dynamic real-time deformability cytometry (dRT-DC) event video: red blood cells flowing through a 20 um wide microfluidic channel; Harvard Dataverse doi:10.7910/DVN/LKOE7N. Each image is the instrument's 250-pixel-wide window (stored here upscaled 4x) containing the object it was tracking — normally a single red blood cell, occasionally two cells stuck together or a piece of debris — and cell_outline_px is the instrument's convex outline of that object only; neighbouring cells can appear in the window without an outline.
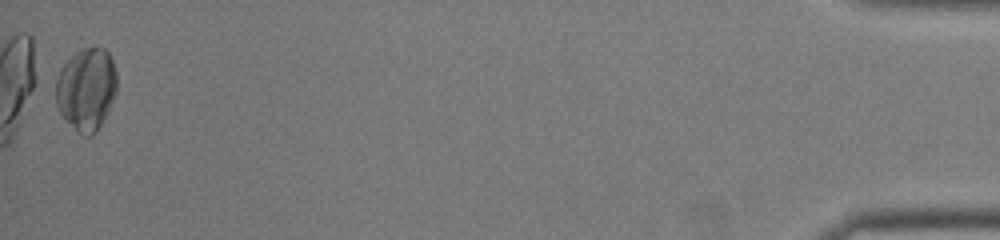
{"species": "common noctule bat (a hibernating species)", "species_latin": "Nyctalus noctula", "temperature_condition": "room temperature", "stored_images_in_passage": 32, "camera_frame_rate_fps": 3000, "um_per_image_px": 0.085, "animal": {"sex": "female", "body_mass_g": 22.0, "forearm_length_mm": 56.7}, "frame": {"image": 1, "passage_image": 32, "time_ms": 10.333, "image_size_px": [1000, 240], "cell_outline_px": [[116, 92], [96, 132], [92, 136], [84, 136], [64, 120], [60, 116], [56, 108], [52, 80], [60, 68], [76, 52], [84, 48], [104, 48], [108, 52], [112, 60], [116, 72]], "centroid_in_image_um": [7.25, 7.58], "position_along_channel_um": 427.9, "area_um2": 29.77}}